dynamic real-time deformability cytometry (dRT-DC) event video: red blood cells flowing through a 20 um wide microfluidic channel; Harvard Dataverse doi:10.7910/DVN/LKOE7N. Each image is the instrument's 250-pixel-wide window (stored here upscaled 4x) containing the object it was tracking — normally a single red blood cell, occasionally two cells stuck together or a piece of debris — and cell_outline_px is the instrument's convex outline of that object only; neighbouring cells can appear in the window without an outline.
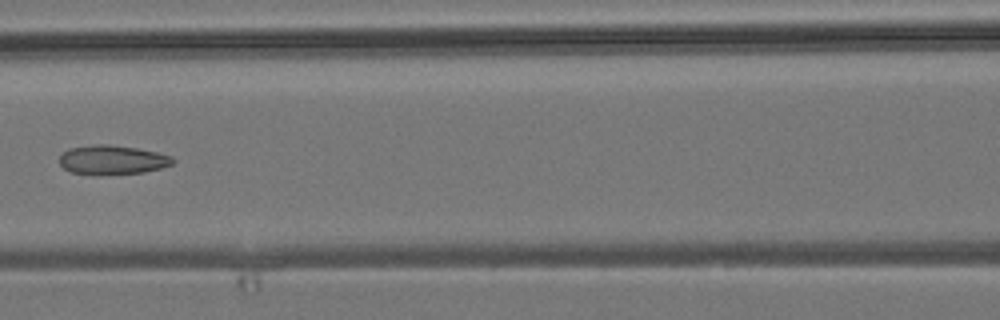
{"species": "common noctule bat (a hibernating species)", "species_latin": "Nyctalus noctula", "temperature_condition": "room temperature", "stored_images_in_passage": 7, "segment_of_instrument_passage": [1, 2], "camera_frame_rate_fps": 3000, "um_per_image_px": 0.085, "animal": {"sex": "male", "body_mass_g": 19.2, "forearm_length_mm": 51.8}, "frame": {"image": 1, "passage_image": 6, "time_ms": 6.667, "image_size_px": [1000, 320], "cell_outline_px": [[176, 160], [172, 164], [160, 168], [144, 172], [92, 176], [72, 172], [64, 168], [60, 164], [60, 156], [68, 148], [96, 144], [108, 144], [136, 148], [156, 152], [172, 156]], "centroid_in_image_um": [9.53, 13.6], "position_along_channel_um": 157.1, "area_um2": 19.48}}